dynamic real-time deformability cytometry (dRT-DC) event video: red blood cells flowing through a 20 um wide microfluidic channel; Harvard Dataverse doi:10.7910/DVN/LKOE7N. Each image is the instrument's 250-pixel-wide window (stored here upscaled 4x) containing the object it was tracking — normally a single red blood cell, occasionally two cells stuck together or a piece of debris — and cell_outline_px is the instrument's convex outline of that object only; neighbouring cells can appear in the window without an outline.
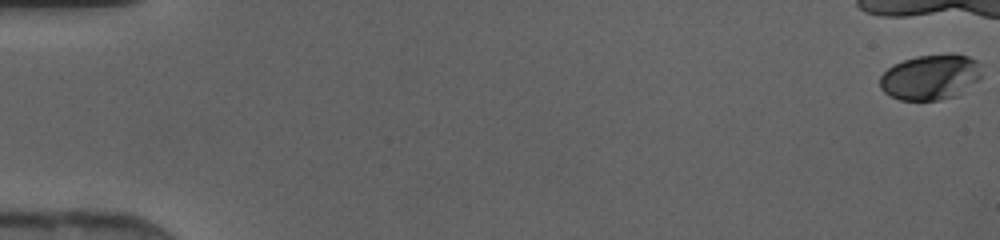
{"species": "human", "species_latin": "Homo sapiens", "temperature_condition": "cold", "stored_images_in_passage": 10, "camera_frame_rate_fps": 3000, "um_per_image_px": 0.085, "donor": {"sex": "female"}, "frame": {"image": 1, "passage_image": 1, "time_ms": 0.0, "image_size_px": [1000, 240], "cell_outline_px": [[984, 64], [980, 76], [976, 80], [956, 96], [940, 100], [900, 100], [884, 92], [880, 88], [880, 76], [892, 64], [916, 56], [952, 52], [968, 56]], "centroid_in_image_um": [79.1, 6.52], "position_along_channel_um": 5.9, "area_um2": 27.22}}